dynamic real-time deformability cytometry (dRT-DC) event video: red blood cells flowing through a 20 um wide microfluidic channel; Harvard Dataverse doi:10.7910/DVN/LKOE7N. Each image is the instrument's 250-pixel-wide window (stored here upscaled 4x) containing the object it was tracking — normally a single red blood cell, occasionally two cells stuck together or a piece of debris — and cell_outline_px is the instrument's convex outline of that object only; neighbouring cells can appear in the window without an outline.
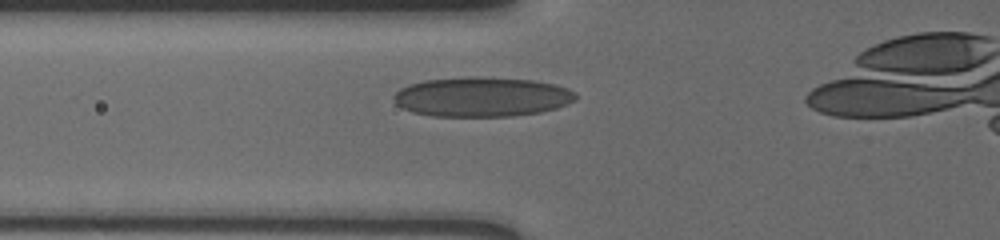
{"species": "human", "species_latin": "Homo sapiens", "temperature_condition": "cold", "stored_images_in_passage": 8, "camera_frame_rate_fps": 3000, "um_per_image_px": 0.085, "donor": {"sex": "male"}, "frame": {"image": 1, "passage_image": 8, "time_ms": 2.333, "image_size_px": [1000, 240], "cell_outline_px": [[576, 100], [556, 108], [540, 112], [512, 116], [432, 116], [412, 112], [396, 104], [392, 100], [392, 96], [400, 88], [408, 84], [424, 80], [468, 76], [476, 76], [532, 80], [556, 84], [568, 88], [576, 92]], "centroid_in_image_um": [40.94, 8.22], "position_along_channel_um": 84.9, "area_um2": 42.37}}